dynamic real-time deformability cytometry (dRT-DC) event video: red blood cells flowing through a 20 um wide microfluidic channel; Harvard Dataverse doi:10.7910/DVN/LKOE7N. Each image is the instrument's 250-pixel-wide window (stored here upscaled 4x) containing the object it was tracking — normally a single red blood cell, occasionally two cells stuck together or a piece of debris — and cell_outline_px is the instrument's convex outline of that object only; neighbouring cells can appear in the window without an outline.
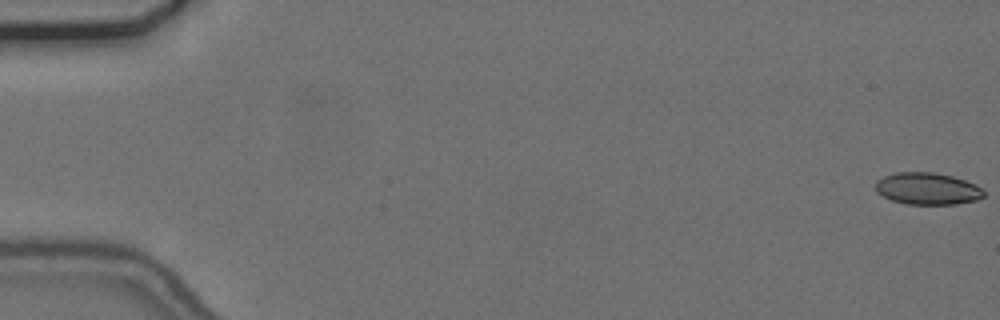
{"species": "common noctule bat (a hibernating species)", "species_latin": "Nyctalus noctula", "temperature_condition": "cold", "stored_images_in_passage": 11, "camera_frame_rate_fps": 3000, "um_per_image_px": 0.085, "animal": {"sex": "female", "body_mass_g": 24.6, "forearm_length_mm": 56.2}, "frame": {"image": 1, "passage_image": 1, "time_ms": 0.0, "image_size_px": [1000, 320], "cell_outline_px": [[984, 196], [976, 200], [956, 204], [908, 204], [892, 200], [876, 192], [876, 180], [884, 176], [896, 172], [932, 172], [952, 176], [976, 184], [984, 188]], "centroid_in_image_um": [78.85, 16.03], "position_along_channel_um": 6.2, "area_um2": 20.17}}